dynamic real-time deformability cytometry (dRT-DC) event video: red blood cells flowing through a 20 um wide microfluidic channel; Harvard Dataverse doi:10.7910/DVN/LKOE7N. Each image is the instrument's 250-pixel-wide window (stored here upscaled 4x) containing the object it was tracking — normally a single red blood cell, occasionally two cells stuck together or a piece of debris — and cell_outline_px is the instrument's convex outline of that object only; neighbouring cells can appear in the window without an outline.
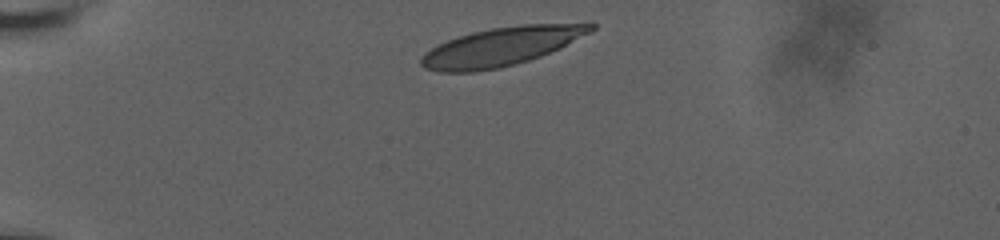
{"species": "human", "species_latin": "Homo sapiens", "temperature_condition": "room temperature", "stored_images_in_passage": 6, "camera_frame_rate_fps": 3000, "um_per_image_px": 0.085, "donor": {"sex": "male"}, "frame": {"image": 1, "passage_image": 1, "time_ms": 0.0, "image_size_px": [1000, 240], "cell_outline_px": [[596, 28], [592, 32], [560, 48], [540, 56], [528, 60], [500, 68], [472, 72], [440, 72], [424, 68], [420, 64], [420, 56], [424, 52], [448, 40], [472, 32], [492, 28], [520, 24], [592, 20], [596, 24]], "centroid_in_image_um": [42.75, 3.91], "position_along_channel_um": 42.2, "area_um2": 38.96}}
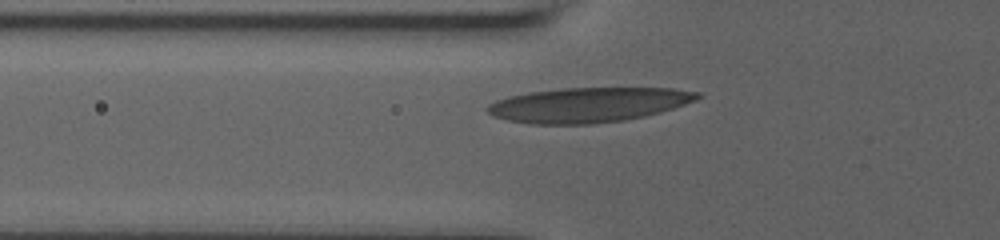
{"frame": {"image": 2, "passage_image": 4, "time_ms": 2.333, "image_size_px": [1000, 240], "cell_outline_px": [[704, 96], [696, 100], [660, 112], [644, 116], [624, 120], [592, 124], [532, 124], [508, 120], [492, 116], [484, 108], [488, 104], [496, 100], [508, 96], [528, 92], [564, 88], [672, 88], [700, 92]], "centroid_in_image_um": [49.99, 8.91], "position_along_channel_um": 75.8, "area_um2": 42.66}}
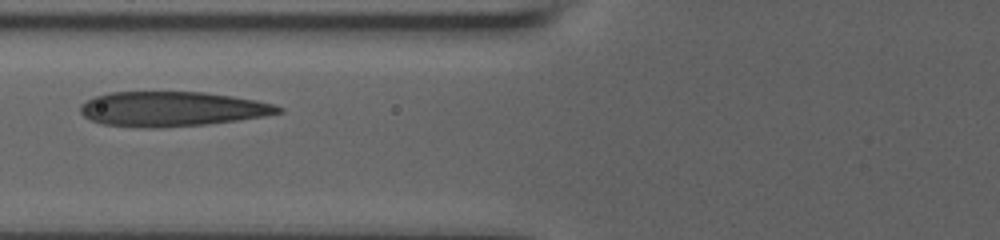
{"frame": {"image": 3, "passage_image": 5, "time_ms": 3.333, "image_size_px": [1000, 240], "cell_outline_px": [[284, 112], [264, 116], [236, 120], [204, 124], [156, 128], [144, 128], [104, 124], [92, 120], [84, 116], [80, 112], [80, 104], [96, 96], [108, 92], [204, 92], [232, 96], [256, 100], [276, 104], [284, 108]], "centroid_in_image_um": [14.64, 9.26], "position_along_channel_um": 111.2, "area_um2": 40.06}}